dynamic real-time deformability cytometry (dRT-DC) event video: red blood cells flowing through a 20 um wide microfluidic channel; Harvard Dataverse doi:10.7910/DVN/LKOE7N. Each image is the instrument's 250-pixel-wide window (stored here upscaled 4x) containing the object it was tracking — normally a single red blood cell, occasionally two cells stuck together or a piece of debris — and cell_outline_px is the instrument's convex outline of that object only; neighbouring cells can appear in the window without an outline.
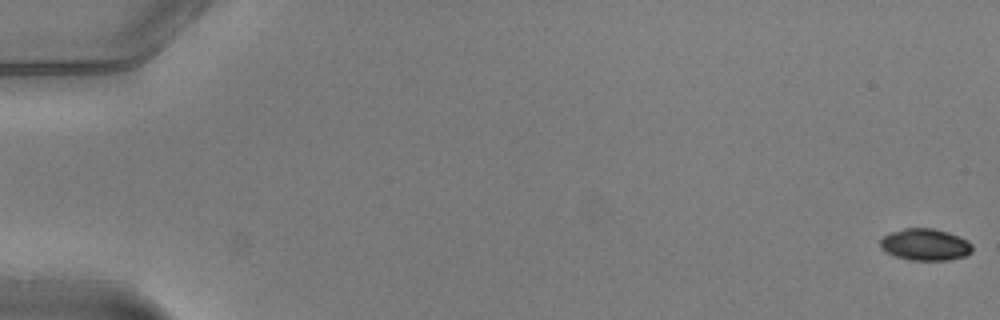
{"species": "common noctule bat (a hibernating species)", "species_latin": "Nyctalus noctula", "temperature_condition": "warm", "stored_images_in_passage": 47, "camera_frame_rate_fps": 3000, "um_per_image_px": 0.085, "animal": {"sex": "male", "body_mass_g": 20.5, "forearm_length_mm": 52.5}, "frame": {"image": 1, "passage_image": 1, "time_ms": 0.0, "image_size_px": [1000, 320], "cell_outline_px": [[972, 252], [964, 256], [948, 260], [908, 260], [896, 256], [880, 248], [880, 240], [884, 236], [892, 232], [904, 228], [932, 228], [948, 232], [968, 240], [972, 244]], "centroid_in_image_um": [78.66, 20.79], "position_along_channel_um": 6.3, "area_um2": 16.99}}
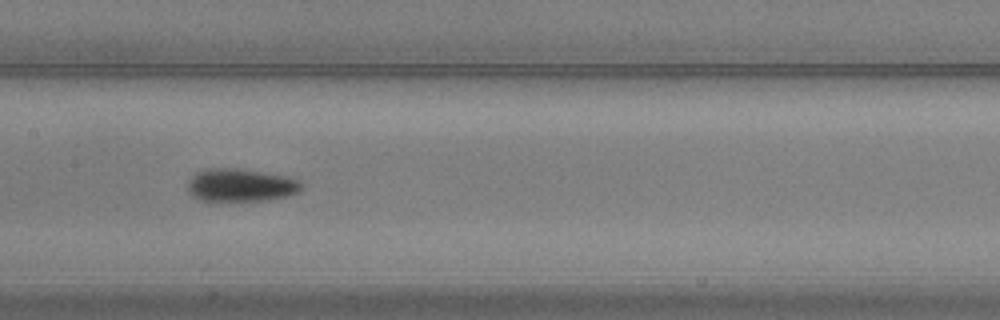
{"frame": {"image": 2, "passage_image": 27, "time_ms": 8.667, "image_size_px": [1000, 320], "cell_outline_px": [[304, 184], [296, 192], [284, 196], [268, 200], [212, 204], [200, 200], [192, 196], [188, 192], [188, 180], [196, 172], [204, 168], [236, 168], [264, 172], [288, 176], [300, 180]], "centroid_in_image_um": [20.38, 15.77], "position_along_channel_um": 187.0, "area_um2": 22.77}}
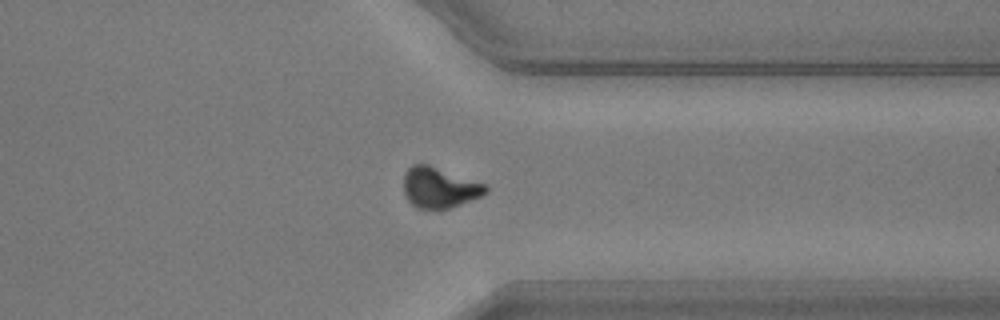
{"frame": {"image": 3, "passage_image": 41, "time_ms": 13.333, "image_size_px": [1000, 320], "cell_outline_px": [[488, 192], [472, 200], [448, 208], [416, 208], [408, 200], [404, 192], [404, 172], [412, 164], [428, 164], [488, 184]], "centroid_in_image_um": [37.36, 15.92], "position_along_channel_um": 374.0, "area_um2": 19.48}}